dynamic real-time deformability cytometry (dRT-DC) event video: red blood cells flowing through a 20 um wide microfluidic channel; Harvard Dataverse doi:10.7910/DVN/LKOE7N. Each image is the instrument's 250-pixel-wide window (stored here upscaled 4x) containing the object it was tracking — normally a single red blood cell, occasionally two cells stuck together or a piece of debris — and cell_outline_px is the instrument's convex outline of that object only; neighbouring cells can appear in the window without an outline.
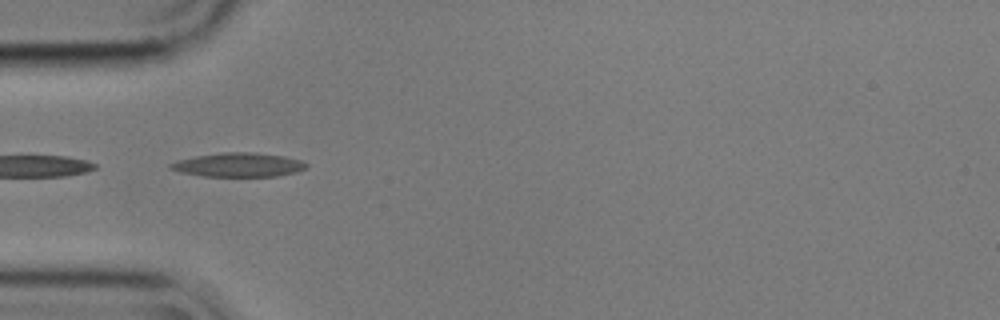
{"species": "common noctule bat (a hibernating species)", "species_latin": "Nyctalus noctula", "temperature_condition": "cold", "stored_images_in_passage": 18, "camera_frame_rate_fps": 3000, "um_per_image_px": 0.085, "animal": {"sex": "male", "body_mass_g": 17.9}, "frame": {"image": 1, "passage_image": 16, "time_ms": 5.0, "image_size_px": [1000, 320], "cell_outline_px": [[308, 168], [296, 172], [276, 176], [204, 176], [180, 172], [168, 168], [168, 164], [176, 160], [196, 156], [224, 152], [256, 152], [284, 156], [304, 160], [308, 164]], "centroid_in_image_um": [20.3, 14.0], "position_along_channel_um": 64.7, "area_um2": 19.19}}